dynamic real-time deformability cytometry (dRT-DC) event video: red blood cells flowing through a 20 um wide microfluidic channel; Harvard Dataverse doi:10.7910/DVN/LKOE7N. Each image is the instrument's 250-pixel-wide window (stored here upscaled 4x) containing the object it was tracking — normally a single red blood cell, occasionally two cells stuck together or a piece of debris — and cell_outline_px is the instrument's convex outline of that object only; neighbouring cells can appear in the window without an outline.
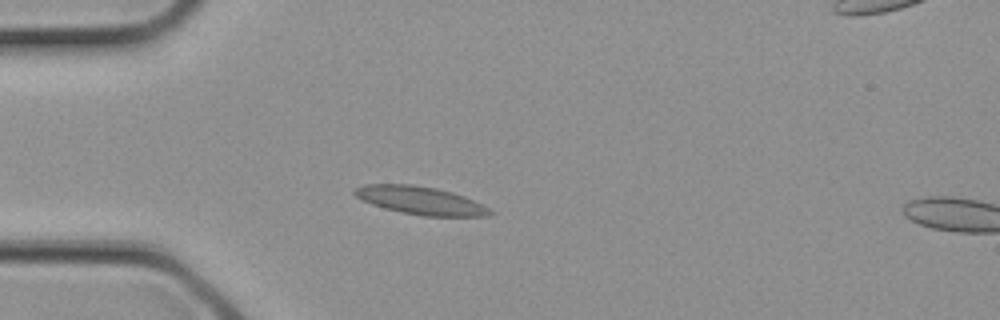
{"species": "common noctule bat (a hibernating species)", "species_latin": "Nyctalus noctula", "temperature_condition": "cold", "stored_images_in_passage": 3, "camera_frame_rate_fps": 3000, "um_per_image_px": 0.085, "animal": {"sex": "female", "body_mass_g": 21.9}, "frame": {"image": 1, "passage_image": 2, "time_ms": 0.333, "image_size_px": [1000, 320], "cell_outline_px": [[496, 212], [488, 216], [424, 216], [400, 212], [372, 204], [360, 200], [352, 192], [352, 188], [364, 184], [412, 184], [436, 188], [452, 192], [464, 196]], "centroid_in_image_um": [35.69, 17.03], "position_along_channel_um": 49.3, "area_um2": 22.14}}